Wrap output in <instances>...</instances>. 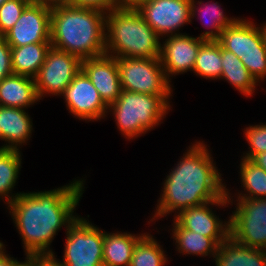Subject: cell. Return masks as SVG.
I'll use <instances>...</instances> for the list:
<instances>
[{
    "instance_id": "cell-30",
    "label": "cell",
    "mask_w": 266,
    "mask_h": 266,
    "mask_svg": "<svg viewBox=\"0 0 266 266\" xmlns=\"http://www.w3.org/2000/svg\"><path fill=\"white\" fill-rule=\"evenodd\" d=\"M31 0H8L0 6V36L10 30Z\"/></svg>"
},
{
    "instance_id": "cell-34",
    "label": "cell",
    "mask_w": 266,
    "mask_h": 266,
    "mask_svg": "<svg viewBox=\"0 0 266 266\" xmlns=\"http://www.w3.org/2000/svg\"><path fill=\"white\" fill-rule=\"evenodd\" d=\"M24 266H61L52 256L27 257Z\"/></svg>"
},
{
    "instance_id": "cell-22",
    "label": "cell",
    "mask_w": 266,
    "mask_h": 266,
    "mask_svg": "<svg viewBox=\"0 0 266 266\" xmlns=\"http://www.w3.org/2000/svg\"><path fill=\"white\" fill-rule=\"evenodd\" d=\"M238 164V179L241 191L238 188H226L228 199H264L266 198V171L253 161L240 157ZM238 189V190H237ZM237 191V193H236ZM234 192V193H233Z\"/></svg>"
},
{
    "instance_id": "cell-14",
    "label": "cell",
    "mask_w": 266,
    "mask_h": 266,
    "mask_svg": "<svg viewBox=\"0 0 266 266\" xmlns=\"http://www.w3.org/2000/svg\"><path fill=\"white\" fill-rule=\"evenodd\" d=\"M184 32L161 38L160 60L167 79L172 83L173 77L192 73L200 46L205 40ZM165 40V41H164Z\"/></svg>"
},
{
    "instance_id": "cell-21",
    "label": "cell",
    "mask_w": 266,
    "mask_h": 266,
    "mask_svg": "<svg viewBox=\"0 0 266 266\" xmlns=\"http://www.w3.org/2000/svg\"><path fill=\"white\" fill-rule=\"evenodd\" d=\"M147 233L144 230L135 234L127 231L104 230L103 265L130 266L136 243Z\"/></svg>"
},
{
    "instance_id": "cell-28",
    "label": "cell",
    "mask_w": 266,
    "mask_h": 266,
    "mask_svg": "<svg viewBox=\"0 0 266 266\" xmlns=\"http://www.w3.org/2000/svg\"><path fill=\"white\" fill-rule=\"evenodd\" d=\"M221 45L218 41H205L199 48L194 75L209 81H220L222 73Z\"/></svg>"
},
{
    "instance_id": "cell-36",
    "label": "cell",
    "mask_w": 266,
    "mask_h": 266,
    "mask_svg": "<svg viewBox=\"0 0 266 266\" xmlns=\"http://www.w3.org/2000/svg\"><path fill=\"white\" fill-rule=\"evenodd\" d=\"M251 161L266 171V152L256 155Z\"/></svg>"
},
{
    "instance_id": "cell-12",
    "label": "cell",
    "mask_w": 266,
    "mask_h": 266,
    "mask_svg": "<svg viewBox=\"0 0 266 266\" xmlns=\"http://www.w3.org/2000/svg\"><path fill=\"white\" fill-rule=\"evenodd\" d=\"M190 4L191 0H147L136 9L147 24L163 38L184 34L182 28L191 25Z\"/></svg>"
},
{
    "instance_id": "cell-26",
    "label": "cell",
    "mask_w": 266,
    "mask_h": 266,
    "mask_svg": "<svg viewBox=\"0 0 266 266\" xmlns=\"http://www.w3.org/2000/svg\"><path fill=\"white\" fill-rule=\"evenodd\" d=\"M22 155L19 150H0V202L5 206L22 193L14 191L21 174Z\"/></svg>"
},
{
    "instance_id": "cell-32",
    "label": "cell",
    "mask_w": 266,
    "mask_h": 266,
    "mask_svg": "<svg viewBox=\"0 0 266 266\" xmlns=\"http://www.w3.org/2000/svg\"><path fill=\"white\" fill-rule=\"evenodd\" d=\"M69 5L99 9L107 13L119 7L120 3L119 0H69Z\"/></svg>"
},
{
    "instance_id": "cell-10",
    "label": "cell",
    "mask_w": 266,
    "mask_h": 266,
    "mask_svg": "<svg viewBox=\"0 0 266 266\" xmlns=\"http://www.w3.org/2000/svg\"><path fill=\"white\" fill-rule=\"evenodd\" d=\"M81 69L82 60L79 57L51 47L34 77L39 99L60 97Z\"/></svg>"
},
{
    "instance_id": "cell-37",
    "label": "cell",
    "mask_w": 266,
    "mask_h": 266,
    "mask_svg": "<svg viewBox=\"0 0 266 266\" xmlns=\"http://www.w3.org/2000/svg\"><path fill=\"white\" fill-rule=\"evenodd\" d=\"M144 1L147 0H119V3L121 7L136 8Z\"/></svg>"
},
{
    "instance_id": "cell-39",
    "label": "cell",
    "mask_w": 266,
    "mask_h": 266,
    "mask_svg": "<svg viewBox=\"0 0 266 266\" xmlns=\"http://www.w3.org/2000/svg\"><path fill=\"white\" fill-rule=\"evenodd\" d=\"M0 141L2 142V145H0V150H4L3 135H2L1 128H0Z\"/></svg>"
},
{
    "instance_id": "cell-9",
    "label": "cell",
    "mask_w": 266,
    "mask_h": 266,
    "mask_svg": "<svg viewBox=\"0 0 266 266\" xmlns=\"http://www.w3.org/2000/svg\"><path fill=\"white\" fill-rule=\"evenodd\" d=\"M229 236L242 245L266 250V198L228 199ZM235 209V210H234Z\"/></svg>"
},
{
    "instance_id": "cell-8",
    "label": "cell",
    "mask_w": 266,
    "mask_h": 266,
    "mask_svg": "<svg viewBox=\"0 0 266 266\" xmlns=\"http://www.w3.org/2000/svg\"><path fill=\"white\" fill-rule=\"evenodd\" d=\"M122 90L151 95H174L160 58H117Z\"/></svg>"
},
{
    "instance_id": "cell-17",
    "label": "cell",
    "mask_w": 266,
    "mask_h": 266,
    "mask_svg": "<svg viewBox=\"0 0 266 266\" xmlns=\"http://www.w3.org/2000/svg\"><path fill=\"white\" fill-rule=\"evenodd\" d=\"M0 128L4 150H19L29 145L34 132L33 118L28 109L0 106Z\"/></svg>"
},
{
    "instance_id": "cell-27",
    "label": "cell",
    "mask_w": 266,
    "mask_h": 266,
    "mask_svg": "<svg viewBox=\"0 0 266 266\" xmlns=\"http://www.w3.org/2000/svg\"><path fill=\"white\" fill-rule=\"evenodd\" d=\"M155 235L147 232L135 245L130 266H167V251ZM166 252V253H165Z\"/></svg>"
},
{
    "instance_id": "cell-33",
    "label": "cell",
    "mask_w": 266,
    "mask_h": 266,
    "mask_svg": "<svg viewBox=\"0 0 266 266\" xmlns=\"http://www.w3.org/2000/svg\"><path fill=\"white\" fill-rule=\"evenodd\" d=\"M26 259L27 256L24 257V261L12 257L7 253L5 243L0 240V266H24Z\"/></svg>"
},
{
    "instance_id": "cell-13",
    "label": "cell",
    "mask_w": 266,
    "mask_h": 266,
    "mask_svg": "<svg viewBox=\"0 0 266 266\" xmlns=\"http://www.w3.org/2000/svg\"><path fill=\"white\" fill-rule=\"evenodd\" d=\"M215 207V208H214ZM229 209V202L225 194L220 199L207 202L203 205L189 207L179 212L173 219L187 230L202 234L210 238H228L230 220L222 219L216 210ZM215 209V210H214Z\"/></svg>"
},
{
    "instance_id": "cell-18",
    "label": "cell",
    "mask_w": 266,
    "mask_h": 266,
    "mask_svg": "<svg viewBox=\"0 0 266 266\" xmlns=\"http://www.w3.org/2000/svg\"><path fill=\"white\" fill-rule=\"evenodd\" d=\"M222 7V3L216 0H206V3L204 0H191L190 23L194 24L192 22L197 19L205 30L198 35L200 39L218 41L223 30L238 18L236 16H228Z\"/></svg>"
},
{
    "instance_id": "cell-6",
    "label": "cell",
    "mask_w": 266,
    "mask_h": 266,
    "mask_svg": "<svg viewBox=\"0 0 266 266\" xmlns=\"http://www.w3.org/2000/svg\"><path fill=\"white\" fill-rule=\"evenodd\" d=\"M218 42L241 60L259 84L266 81V46L256 21L238 16L223 30Z\"/></svg>"
},
{
    "instance_id": "cell-2",
    "label": "cell",
    "mask_w": 266,
    "mask_h": 266,
    "mask_svg": "<svg viewBox=\"0 0 266 266\" xmlns=\"http://www.w3.org/2000/svg\"><path fill=\"white\" fill-rule=\"evenodd\" d=\"M179 157L162 182L157 204L149 216V227L158 220L168 219L170 214L175 217L184 209L220 199L226 194L228 184L205 140L195 139Z\"/></svg>"
},
{
    "instance_id": "cell-38",
    "label": "cell",
    "mask_w": 266,
    "mask_h": 266,
    "mask_svg": "<svg viewBox=\"0 0 266 266\" xmlns=\"http://www.w3.org/2000/svg\"><path fill=\"white\" fill-rule=\"evenodd\" d=\"M259 25V28H260V31H261V34H262V37H263V42H264V45L266 46V22L263 21L262 24L260 22Z\"/></svg>"
},
{
    "instance_id": "cell-4",
    "label": "cell",
    "mask_w": 266,
    "mask_h": 266,
    "mask_svg": "<svg viewBox=\"0 0 266 266\" xmlns=\"http://www.w3.org/2000/svg\"><path fill=\"white\" fill-rule=\"evenodd\" d=\"M106 54L115 58H160L161 37L136 8L117 7L106 13Z\"/></svg>"
},
{
    "instance_id": "cell-20",
    "label": "cell",
    "mask_w": 266,
    "mask_h": 266,
    "mask_svg": "<svg viewBox=\"0 0 266 266\" xmlns=\"http://www.w3.org/2000/svg\"><path fill=\"white\" fill-rule=\"evenodd\" d=\"M39 102L34 78L12 74L0 82V106L28 109Z\"/></svg>"
},
{
    "instance_id": "cell-35",
    "label": "cell",
    "mask_w": 266,
    "mask_h": 266,
    "mask_svg": "<svg viewBox=\"0 0 266 266\" xmlns=\"http://www.w3.org/2000/svg\"><path fill=\"white\" fill-rule=\"evenodd\" d=\"M31 1L35 4L50 9L69 5V0H31Z\"/></svg>"
},
{
    "instance_id": "cell-11",
    "label": "cell",
    "mask_w": 266,
    "mask_h": 266,
    "mask_svg": "<svg viewBox=\"0 0 266 266\" xmlns=\"http://www.w3.org/2000/svg\"><path fill=\"white\" fill-rule=\"evenodd\" d=\"M60 98L64 100L68 113L75 119L86 123L107 119L108 105L82 69L65 88Z\"/></svg>"
},
{
    "instance_id": "cell-7",
    "label": "cell",
    "mask_w": 266,
    "mask_h": 266,
    "mask_svg": "<svg viewBox=\"0 0 266 266\" xmlns=\"http://www.w3.org/2000/svg\"><path fill=\"white\" fill-rule=\"evenodd\" d=\"M87 217L79 215L65 231L62 259L51 255L61 266H104V230Z\"/></svg>"
},
{
    "instance_id": "cell-15",
    "label": "cell",
    "mask_w": 266,
    "mask_h": 266,
    "mask_svg": "<svg viewBox=\"0 0 266 266\" xmlns=\"http://www.w3.org/2000/svg\"><path fill=\"white\" fill-rule=\"evenodd\" d=\"M2 37L11 47L50 43L51 9L31 2Z\"/></svg>"
},
{
    "instance_id": "cell-24",
    "label": "cell",
    "mask_w": 266,
    "mask_h": 266,
    "mask_svg": "<svg viewBox=\"0 0 266 266\" xmlns=\"http://www.w3.org/2000/svg\"><path fill=\"white\" fill-rule=\"evenodd\" d=\"M222 73L220 80L226 81L246 99L255 96L254 93L261 87L250 74L241 60L233 53L221 46Z\"/></svg>"
},
{
    "instance_id": "cell-25",
    "label": "cell",
    "mask_w": 266,
    "mask_h": 266,
    "mask_svg": "<svg viewBox=\"0 0 266 266\" xmlns=\"http://www.w3.org/2000/svg\"><path fill=\"white\" fill-rule=\"evenodd\" d=\"M51 47V43H32L19 47H11L13 74L34 78L45 62Z\"/></svg>"
},
{
    "instance_id": "cell-23",
    "label": "cell",
    "mask_w": 266,
    "mask_h": 266,
    "mask_svg": "<svg viewBox=\"0 0 266 266\" xmlns=\"http://www.w3.org/2000/svg\"><path fill=\"white\" fill-rule=\"evenodd\" d=\"M212 262L215 266H266V250L242 245L229 236Z\"/></svg>"
},
{
    "instance_id": "cell-19",
    "label": "cell",
    "mask_w": 266,
    "mask_h": 266,
    "mask_svg": "<svg viewBox=\"0 0 266 266\" xmlns=\"http://www.w3.org/2000/svg\"><path fill=\"white\" fill-rule=\"evenodd\" d=\"M172 227L169 228L173 246L177 255L196 257H209L214 260L219 245L227 238H210L196 232L182 228L173 218ZM179 253V254H178Z\"/></svg>"
},
{
    "instance_id": "cell-1",
    "label": "cell",
    "mask_w": 266,
    "mask_h": 266,
    "mask_svg": "<svg viewBox=\"0 0 266 266\" xmlns=\"http://www.w3.org/2000/svg\"><path fill=\"white\" fill-rule=\"evenodd\" d=\"M87 176L50 190L20 193L5 209L20 235L24 256H51L58 232L78 218Z\"/></svg>"
},
{
    "instance_id": "cell-16",
    "label": "cell",
    "mask_w": 266,
    "mask_h": 266,
    "mask_svg": "<svg viewBox=\"0 0 266 266\" xmlns=\"http://www.w3.org/2000/svg\"><path fill=\"white\" fill-rule=\"evenodd\" d=\"M82 70L108 106L116 101L122 91L117 58L104 54L84 59L82 60Z\"/></svg>"
},
{
    "instance_id": "cell-40",
    "label": "cell",
    "mask_w": 266,
    "mask_h": 266,
    "mask_svg": "<svg viewBox=\"0 0 266 266\" xmlns=\"http://www.w3.org/2000/svg\"><path fill=\"white\" fill-rule=\"evenodd\" d=\"M6 1H8V0H0V6Z\"/></svg>"
},
{
    "instance_id": "cell-5",
    "label": "cell",
    "mask_w": 266,
    "mask_h": 266,
    "mask_svg": "<svg viewBox=\"0 0 266 266\" xmlns=\"http://www.w3.org/2000/svg\"><path fill=\"white\" fill-rule=\"evenodd\" d=\"M173 97L122 90L116 101L108 106L107 118L109 114L113 116L120 135L131 142L164 124L168 113L172 112Z\"/></svg>"
},
{
    "instance_id": "cell-31",
    "label": "cell",
    "mask_w": 266,
    "mask_h": 266,
    "mask_svg": "<svg viewBox=\"0 0 266 266\" xmlns=\"http://www.w3.org/2000/svg\"><path fill=\"white\" fill-rule=\"evenodd\" d=\"M12 74L11 46L0 36V82Z\"/></svg>"
},
{
    "instance_id": "cell-3",
    "label": "cell",
    "mask_w": 266,
    "mask_h": 266,
    "mask_svg": "<svg viewBox=\"0 0 266 266\" xmlns=\"http://www.w3.org/2000/svg\"><path fill=\"white\" fill-rule=\"evenodd\" d=\"M105 28L102 10L72 5L51 9L52 47L81 60L106 54Z\"/></svg>"
},
{
    "instance_id": "cell-29",
    "label": "cell",
    "mask_w": 266,
    "mask_h": 266,
    "mask_svg": "<svg viewBox=\"0 0 266 266\" xmlns=\"http://www.w3.org/2000/svg\"><path fill=\"white\" fill-rule=\"evenodd\" d=\"M242 130L248 150L242 151L241 158L252 160L256 155L266 152V122L249 124Z\"/></svg>"
}]
</instances>
